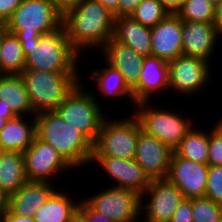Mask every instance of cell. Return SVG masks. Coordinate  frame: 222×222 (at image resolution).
Masks as SVG:
<instances>
[{
	"label": "cell",
	"mask_w": 222,
	"mask_h": 222,
	"mask_svg": "<svg viewBox=\"0 0 222 222\" xmlns=\"http://www.w3.org/2000/svg\"><path fill=\"white\" fill-rule=\"evenodd\" d=\"M114 18L102 4L83 0L63 12L62 26L72 47L84 56V52L101 49L113 37Z\"/></svg>",
	"instance_id": "obj_1"
},
{
	"label": "cell",
	"mask_w": 222,
	"mask_h": 222,
	"mask_svg": "<svg viewBox=\"0 0 222 222\" xmlns=\"http://www.w3.org/2000/svg\"><path fill=\"white\" fill-rule=\"evenodd\" d=\"M35 118L37 138L52 145L74 169L89 166L93 143L82 132L67 124L55 111L37 113Z\"/></svg>",
	"instance_id": "obj_2"
},
{
	"label": "cell",
	"mask_w": 222,
	"mask_h": 222,
	"mask_svg": "<svg viewBox=\"0 0 222 222\" xmlns=\"http://www.w3.org/2000/svg\"><path fill=\"white\" fill-rule=\"evenodd\" d=\"M22 50L26 56L25 69L80 73L78 65L81 55L72 47L63 26L42 35L38 44Z\"/></svg>",
	"instance_id": "obj_3"
},
{
	"label": "cell",
	"mask_w": 222,
	"mask_h": 222,
	"mask_svg": "<svg viewBox=\"0 0 222 222\" xmlns=\"http://www.w3.org/2000/svg\"><path fill=\"white\" fill-rule=\"evenodd\" d=\"M35 114L55 111L83 80L82 73H59L25 69L21 74Z\"/></svg>",
	"instance_id": "obj_4"
},
{
	"label": "cell",
	"mask_w": 222,
	"mask_h": 222,
	"mask_svg": "<svg viewBox=\"0 0 222 222\" xmlns=\"http://www.w3.org/2000/svg\"><path fill=\"white\" fill-rule=\"evenodd\" d=\"M97 95L94 91L85 90L81 81L55 110L62 120L82 132L93 144L107 116Z\"/></svg>",
	"instance_id": "obj_5"
},
{
	"label": "cell",
	"mask_w": 222,
	"mask_h": 222,
	"mask_svg": "<svg viewBox=\"0 0 222 222\" xmlns=\"http://www.w3.org/2000/svg\"><path fill=\"white\" fill-rule=\"evenodd\" d=\"M133 113V114H132ZM128 118L113 119L106 116L93 144L92 157H116L134 159L139 132L138 118L132 112Z\"/></svg>",
	"instance_id": "obj_6"
},
{
	"label": "cell",
	"mask_w": 222,
	"mask_h": 222,
	"mask_svg": "<svg viewBox=\"0 0 222 222\" xmlns=\"http://www.w3.org/2000/svg\"><path fill=\"white\" fill-rule=\"evenodd\" d=\"M154 103L141 102L135 105L134 115L138 118L142 131L157 138L160 142L174 150L196 124L191 117L180 115V111L154 107Z\"/></svg>",
	"instance_id": "obj_7"
},
{
	"label": "cell",
	"mask_w": 222,
	"mask_h": 222,
	"mask_svg": "<svg viewBox=\"0 0 222 222\" xmlns=\"http://www.w3.org/2000/svg\"><path fill=\"white\" fill-rule=\"evenodd\" d=\"M63 12L54 0H23L6 22L13 34L46 35L62 27Z\"/></svg>",
	"instance_id": "obj_8"
},
{
	"label": "cell",
	"mask_w": 222,
	"mask_h": 222,
	"mask_svg": "<svg viewBox=\"0 0 222 222\" xmlns=\"http://www.w3.org/2000/svg\"><path fill=\"white\" fill-rule=\"evenodd\" d=\"M212 64L200 57L181 55L168 61L169 91L177 95L192 96L207 89L210 84ZM204 88V90H202ZM186 94V95H185Z\"/></svg>",
	"instance_id": "obj_9"
},
{
	"label": "cell",
	"mask_w": 222,
	"mask_h": 222,
	"mask_svg": "<svg viewBox=\"0 0 222 222\" xmlns=\"http://www.w3.org/2000/svg\"><path fill=\"white\" fill-rule=\"evenodd\" d=\"M23 155L26 177L30 182H47L52 184L54 183L52 182L53 179L59 174L71 172L72 169L74 171V168L52 145L45 143L37 137L23 152Z\"/></svg>",
	"instance_id": "obj_10"
},
{
	"label": "cell",
	"mask_w": 222,
	"mask_h": 222,
	"mask_svg": "<svg viewBox=\"0 0 222 222\" xmlns=\"http://www.w3.org/2000/svg\"><path fill=\"white\" fill-rule=\"evenodd\" d=\"M83 200L114 222H135L141 217V196L128 189L111 186Z\"/></svg>",
	"instance_id": "obj_11"
},
{
	"label": "cell",
	"mask_w": 222,
	"mask_h": 222,
	"mask_svg": "<svg viewBox=\"0 0 222 222\" xmlns=\"http://www.w3.org/2000/svg\"><path fill=\"white\" fill-rule=\"evenodd\" d=\"M184 198L182 191L168 178L151 180L141 195V218L146 222H169Z\"/></svg>",
	"instance_id": "obj_12"
},
{
	"label": "cell",
	"mask_w": 222,
	"mask_h": 222,
	"mask_svg": "<svg viewBox=\"0 0 222 222\" xmlns=\"http://www.w3.org/2000/svg\"><path fill=\"white\" fill-rule=\"evenodd\" d=\"M91 164H96L104 170L114 182L113 187L124 188L142 195L148 188L151 180L134 159L116 157H92Z\"/></svg>",
	"instance_id": "obj_13"
},
{
	"label": "cell",
	"mask_w": 222,
	"mask_h": 222,
	"mask_svg": "<svg viewBox=\"0 0 222 222\" xmlns=\"http://www.w3.org/2000/svg\"><path fill=\"white\" fill-rule=\"evenodd\" d=\"M173 150L157 138L139 132L134 160L150 180L167 178Z\"/></svg>",
	"instance_id": "obj_14"
},
{
	"label": "cell",
	"mask_w": 222,
	"mask_h": 222,
	"mask_svg": "<svg viewBox=\"0 0 222 222\" xmlns=\"http://www.w3.org/2000/svg\"><path fill=\"white\" fill-rule=\"evenodd\" d=\"M208 168V164L178 157L173 152L167 178L182 191L185 198L204 197Z\"/></svg>",
	"instance_id": "obj_15"
},
{
	"label": "cell",
	"mask_w": 222,
	"mask_h": 222,
	"mask_svg": "<svg viewBox=\"0 0 222 222\" xmlns=\"http://www.w3.org/2000/svg\"><path fill=\"white\" fill-rule=\"evenodd\" d=\"M219 36L212 23L182 21V54L210 62L217 51Z\"/></svg>",
	"instance_id": "obj_16"
},
{
	"label": "cell",
	"mask_w": 222,
	"mask_h": 222,
	"mask_svg": "<svg viewBox=\"0 0 222 222\" xmlns=\"http://www.w3.org/2000/svg\"><path fill=\"white\" fill-rule=\"evenodd\" d=\"M169 90L168 61L156 57H144L138 83L132 88L135 104L150 102L153 95Z\"/></svg>",
	"instance_id": "obj_17"
},
{
	"label": "cell",
	"mask_w": 222,
	"mask_h": 222,
	"mask_svg": "<svg viewBox=\"0 0 222 222\" xmlns=\"http://www.w3.org/2000/svg\"><path fill=\"white\" fill-rule=\"evenodd\" d=\"M152 56L166 61L182 54V20L169 13L161 22L151 27Z\"/></svg>",
	"instance_id": "obj_18"
},
{
	"label": "cell",
	"mask_w": 222,
	"mask_h": 222,
	"mask_svg": "<svg viewBox=\"0 0 222 222\" xmlns=\"http://www.w3.org/2000/svg\"><path fill=\"white\" fill-rule=\"evenodd\" d=\"M104 62L119 70L127 85L132 89L139 81L144 57L131 47L111 38L101 49Z\"/></svg>",
	"instance_id": "obj_19"
},
{
	"label": "cell",
	"mask_w": 222,
	"mask_h": 222,
	"mask_svg": "<svg viewBox=\"0 0 222 222\" xmlns=\"http://www.w3.org/2000/svg\"><path fill=\"white\" fill-rule=\"evenodd\" d=\"M56 187L55 184L47 182L28 181L8 196L7 209L14 215L34 217L35 212L46 203Z\"/></svg>",
	"instance_id": "obj_20"
},
{
	"label": "cell",
	"mask_w": 222,
	"mask_h": 222,
	"mask_svg": "<svg viewBox=\"0 0 222 222\" xmlns=\"http://www.w3.org/2000/svg\"><path fill=\"white\" fill-rule=\"evenodd\" d=\"M112 38L116 42L131 47L143 57L152 56L151 27L138 23L131 16L114 18Z\"/></svg>",
	"instance_id": "obj_21"
},
{
	"label": "cell",
	"mask_w": 222,
	"mask_h": 222,
	"mask_svg": "<svg viewBox=\"0 0 222 222\" xmlns=\"http://www.w3.org/2000/svg\"><path fill=\"white\" fill-rule=\"evenodd\" d=\"M28 117L32 119L29 120ZM35 137V115L17 116L8 120L0 130V145L3 151L23 153L33 143Z\"/></svg>",
	"instance_id": "obj_22"
},
{
	"label": "cell",
	"mask_w": 222,
	"mask_h": 222,
	"mask_svg": "<svg viewBox=\"0 0 222 222\" xmlns=\"http://www.w3.org/2000/svg\"><path fill=\"white\" fill-rule=\"evenodd\" d=\"M59 191L56 189L46 203L35 212V222H71L78 214L80 200L72 199L67 193L68 190L64 192V188L63 191Z\"/></svg>",
	"instance_id": "obj_23"
},
{
	"label": "cell",
	"mask_w": 222,
	"mask_h": 222,
	"mask_svg": "<svg viewBox=\"0 0 222 222\" xmlns=\"http://www.w3.org/2000/svg\"><path fill=\"white\" fill-rule=\"evenodd\" d=\"M0 100L17 116L35 115L20 74H0Z\"/></svg>",
	"instance_id": "obj_24"
},
{
	"label": "cell",
	"mask_w": 222,
	"mask_h": 222,
	"mask_svg": "<svg viewBox=\"0 0 222 222\" xmlns=\"http://www.w3.org/2000/svg\"><path fill=\"white\" fill-rule=\"evenodd\" d=\"M96 68L93 71H90L89 77L93 80V82L96 84V89H98L100 95L103 97H116L124 99L127 97L129 99V103H132V106L136 105L133 98L132 89L127 85L125 82L123 75L119 72V70H116L112 68L110 65L105 63V67H101L100 69L97 68V64H95Z\"/></svg>",
	"instance_id": "obj_25"
},
{
	"label": "cell",
	"mask_w": 222,
	"mask_h": 222,
	"mask_svg": "<svg viewBox=\"0 0 222 222\" xmlns=\"http://www.w3.org/2000/svg\"><path fill=\"white\" fill-rule=\"evenodd\" d=\"M26 182L23 153L4 151L0 157V188L9 196Z\"/></svg>",
	"instance_id": "obj_26"
},
{
	"label": "cell",
	"mask_w": 222,
	"mask_h": 222,
	"mask_svg": "<svg viewBox=\"0 0 222 222\" xmlns=\"http://www.w3.org/2000/svg\"><path fill=\"white\" fill-rule=\"evenodd\" d=\"M196 124L186 133L173 152L184 159L208 164L209 131L195 128Z\"/></svg>",
	"instance_id": "obj_27"
},
{
	"label": "cell",
	"mask_w": 222,
	"mask_h": 222,
	"mask_svg": "<svg viewBox=\"0 0 222 222\" xmlns=\"http://www.w3.org/2000/svg\"><path fill=\"white\" fill-rule=\"evenodd\" d=\"M25 62L20 42L7 31L0 44V74H21L25 70Z\"/></svg>",
	"instance_id": "obj_28"
},
{
	"label": "cell",
	"mask_w": 222,
	"mask_h": 222,
	"mask_svg": "<svg viewBox=\"0 0 222 222\" xmlns=\"http://www.w3.org/2000/svg\"><path fill=\"white\" fill-rule=\"evenodd\" d=\"M182 21L214 23L215 7L207 0H183L175 13Z\"/></svg>",
	"instance_id": "obj_29"
},
{
	"label": "cell",
	"mask_w": 222,
	"mask_h": 222,
	"mask_svg": "<svg viewBox=\"0 0 222 222\" xmlns=\"http://www.w3.org/2000/svg\"><path fill=\"white\" fill-rule=\"evenodd\" d=\"M168 14L160 0H142L131 17L142 25L153 27Z\"/></svg>",
	"instance_id": "obj_30"
},
{
	"label": "cell",
	"mask_w": 222,
	"mask_h": 222,
	"mask_svg": "<svg viewBox=\"0 0 222 222\" xmlns=\"http://www.w3.org/2000/svg\"><path fill=\"white\" fill-rule=\"evenodd\" d=\"M222 216V205L207 197L192 198L193 222H218Z\"/></svg>",
	"instance_id": "obj_31"
},
{
	"label": "cell",
	"mask_w": 222,
	"mask_h": 222,
	"mask_svg": "<svg viewBox=\"0 0 222 222\" xmlns=\"http://www.w3.org/2000/svg\"><path fill=\"white\" fill-rule=\"evenodd\" d=\"M211 129V130H210ZM209 132L208 165H222V123L216 120Z\"/></svg>",
	"instance_id": "obj_32"
},
{
	"label": "cell",
	"mask_w": 222,
	"mask_h": 222,
	"mask_svg": "<svg viewBox=\"0 0 222 222\" xmlns=\"http://www.w3.org/2000/svg\"><path fill=\"white\" fill-rule=\"evenodd\" d=\"M205 197L222 205V165H209Z\"/></svg>",
	"instance_id": "obj_33"
},
{
	"label": "cell",
	"mask_w": 222,
	"mask_h": 222,
	"mask_svg": "<svg viewBox=\"0 0 222 222\" xmlns=\"http://www.w3.org/2000/svg\"><path fill=\"white\" fill-rule=\"evenodd\" d=\"M78 214L86 222H114L107 216L99 213L98 211L93 210L84 200L80 199L78 205Z\"/></svg>",
	"instance_id": "obj_34"
},
{
	"label": "cell",
	"mask_w": 222,
	"mask_h": 222,
	"mask_svg": "<svg viewBox=\"0 0 222 222\" xmlns=\"http://www.w3.org/2000/svg\"><path fill=\"white\" fill-rule=\"evenodd\" d=\"M169 222H193L192 198H184Z\"/></svg>",
	"instance_id": "obj_35"
},
{
	"label": "cell",
	"mask_w": 222,
	"mask_h": 222,
	"mask_svg": "<svg viewBox=\"0 0 222 222\" xmlns=\"http://www.w3.org/2000/svg\"><path fill=\"white\" fill-rule=\"evenodd\" d=\"M23 0H0V21L7 22Z\"/></svg>",
	"instance_id": "obj_36"
},
{
	"label": "cell",
	"mask_w": 222,
	"mask_h": 222,
	"mask_svg": "<svg viewBox=\"0 0 222 222\" xmlns=\"http://www.w3.org/2000/svg\"><path fill=\"white\" fill-rule=\"evenodd\" d=\"M119 1V17L131 16L136 7L142 0H118Z\"/></svg>",
	"instance_id": "obj_37"
},
{
	"label": "cell",
	"mask_w": 222,
	"mask_h": 222,
	"mask_svg": "<svg viewBox=\"0 0 222 222\" xmlns=\"http://www.w3.org/2000/svg\"><path fill=\"white\" fill-rule=\"evenodd\" d=\"M20 42L22 48H31L38 44L42 35L40 34H14Z\"/></svg>",
	"instance_id": "obj_38"
},
{
	"label": "cell",
	"mask_w": 222,
	"mask_h": 222,
	"mask_svg": "<svg viewBox=\"0 0 222 222\" xmlns=\"http://www.w3.org/2000/svg\"><path fill=\"white\" fill-rule=\"evenodd\" d=\"M2 222H35L33 217H25L12 214L7 208L0 213Z\"/></svg>",
	"instance_id": "obj_39"
},
{
	"label": "cell",
	"mask_w": 222,
	"mask_h": 222,
	"mask_svg": "<svg viewBox=\"0 0 222 222\" xmlns=\"http://www.w3.org/2000/svg\"><path fill=\"white\" fill-rule=\"evenodd\" d=\"M17 117L11 108L0 100V130L6 125L7 121Z\"/></svg>",
	"instance_id": "obj_40"
},
{
	"label": "cell",
	"mask_w": 222,
	"mask_h": 222,
	"mask_svg": "<svg viewBox=\"0 0 222 222\" xmlns=\"http://www.w3.org/2000/svg\"><path fill=\"white\" fill-rule=\"evenodd\" d=\"M214 26L216 27L219 38H222V0L215 7Z\"/></svg>",
	"instance_id": "obj_41"
},
{
	"label": "cell",
	"mask_w": 222,
	"mask_h": 222,
	"mask_svg": "<svg viewBox=\"0 0 222 222\" xmlns=\"http://www.w3.org/2000/svg\"><path fill=\"white\" fill-rule=\"evenodd\" d=\"M102 4L106 9H108L114 17H119V1L118 0H94Z\"/></svg>",
	"instance_id": "obj_42"
},
{
	"label": "cell",
	"mask_w": 222,
	"mask_h": 222,
	"mask_svg": "<svg viewBox=\"0 0 222 222\" xmlns=\"http://www.w3.org/2000/svg\"><path fill=\"white\" fill-rule=\"evenodd\" d=\"M163 7L169 12V13H176L183 0H160Z\"/></svg>",
	"instance_id": "obj_43"
},
{
	"label": "cell",
	"mask_w": 222,
	"mask_h": 222,
	"mask_svg": "<svg viewBox=\"0 0 222 222\" xmlns=\"http://www.w3.org/2000/svg\"><path fill=\"white\" fill-rule=\"evenodd\" d=\"M83 0H54V2L57 4L59 9L64 12L66 9L73 7Z\"/></svg>",
	"instance_id": "obj_44"
},
{
	"label": "cell",
	"mask_w": 222,
	"mask_h": 222,
	"mask_svg": "<svg viewBox=\"0 0 222 222\" xmlns=\"http://www.w3.org/2000/svg\"><path fill=\"white\" fill-rule=\"evenodd\" d=\"M8 204V196L6 193L0 188V213L7 208Z\"/></svg>",
	"instance_id": "obj_45"
},
{
	"label": "cell",
	"mask_w": 222,
	"mask_h": 222,
	"mask_svg": "<svg viewBox=\"0 0 222 222\" xmlns=\"http://www.w3.org/2000/svg\"><path fill=\"white\" fill-rule=\"evenodd\" d=\"M7 32V26L5 22L0 21V44L4 34Z\"/></svg>",
	"instance_id": "obj_46"
},
{
	"label": "cell",
	"mask_w": 222,
	"mask_h": 222,
	"mask_svg": "<svg viewBox=\"0 0 222 222\" xmlns=\"http://www.w3.org/2000/svg\"><path fill=\"white\" fill-rule=\"evenodd\" d=\"M71 222H86L79 214H77Z\"/></svg>",
	"instance_id": "obj_47"
},
{
	"label": "cell",
	"mask_w": 222,
	"mask_h": 222,
	"mask_svg": "<svg viewBox=\"0 0 222 222\" xmlns=\"http://www.w3.org/2000/svg\"><path fill=\"white\" fill-rule=\"evenodd\" d=\"M207 1L210 2L214 7H216L221 0H207Z\"/></svg>",
	"instance_id": "obj_48"
},
{
	"label": "cell",
	"mask_w": 222,
	"mask_h": 222,
	"mask_svg": "<svg viewBox=\"0 0 222 222\" xmlns=\"http://www.w3.org/2000/svg\"><path fill=\"white\" fill-rule=\"evenodd\" d=\"M135 222H146V221H144L143 220V218L141 219V217L138 219V220H136Z\"/></svg>",
	"instance_id": "obj_49"
},
{
	"label": "cell",
	"mask_w": 222,
	"mask_h": 222,
	"mask_svg": "<svg viewBox=\"0 0 222 222\" xmlns=\"http://www.w3.org/2000/svg\"><path fill=\"white\" fill-rule=\"evenodd\" d=\"M3 152H4V151H3V149H2V147H1V145H0V157H1V155H2Z\"/></svg>",
	"instance_id": "obj_50"
}]
</instances>
